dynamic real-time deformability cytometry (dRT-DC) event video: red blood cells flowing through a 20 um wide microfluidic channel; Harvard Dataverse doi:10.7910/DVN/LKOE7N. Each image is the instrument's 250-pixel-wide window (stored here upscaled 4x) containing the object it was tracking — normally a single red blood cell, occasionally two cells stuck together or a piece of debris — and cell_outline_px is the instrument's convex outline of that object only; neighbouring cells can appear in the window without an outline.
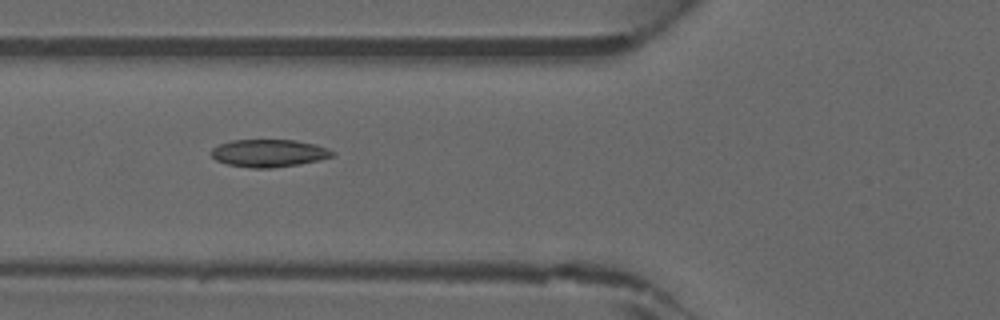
{"species": "common noctule bat (a hibernating species)", "species_latin": "Nyctalus noctula", "temperature_condition": "warm", "stored_images_in_passage": 40, "camera_frame_rate_fps": 3000, "um_per_image_px": 0.085, "animal": {"sex": "male", "forearm_length_mm": 52.5}, "frame": {"image": 1, "passage_image": 12, "time_ms": 3.667, "image_size_px": [1000, 320], "cell_outline_px": [[336, 152], [332, 156], [300, 164], [272, 168], [252, 168], [228, 164], [216, 160], [208, 152], [212, 148], [220, 144], [232, 140], [292, 140], [316, 144], [328, 148]], "centroid_in_image_um": [22.83, 13.01], "position_along_channel_um": 103.0, "area_um2": 19.42}}
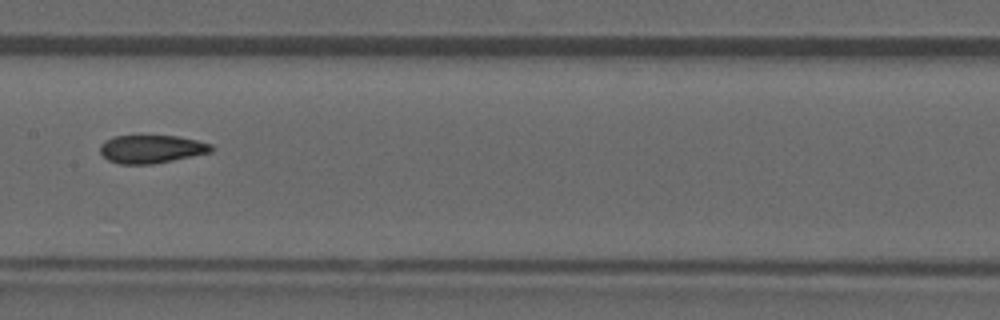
{"frame": {"image": 2, "passage_image": 18, "time_ms": 5.667, "image_size_px": [1000, 320], "cell_outline_px": [[216, 148], [212, 152], [152, 164], [120, 164], [108, 160], [100, 152], [100, 144], [112, 136], [180, 136], [212, 144]], "centroid_in_image_um": [12.89, 12.66], "position_along_channel_um": 194.5, "area_um2": 18.26}}